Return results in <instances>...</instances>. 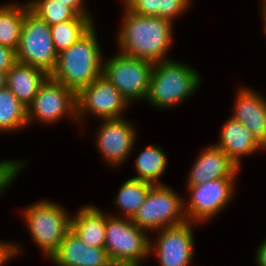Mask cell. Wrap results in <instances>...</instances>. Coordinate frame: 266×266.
Masks as SVG:
<instances>
[{
  "instance_id": "cell-22",
  "label": "cell",
  "mask_w": 266,
  "mask_h": 266,
  "mask_svg": "<svg viewBox=\"0 0 266 266\" xmlns=\"http://www.w3.org/2000/svg\"><path fill=\"white\" fill-rule=\"evenodd\" d=\"M28 1L0 5V45L17 51Z\"/></svg>"
},
{
  "instance_id": "cell-15",
  "label": "cell",
  "mask_w": 266,
  "mask_h": 266,
  "mask_svg": "<svg viewBox=\"0 0 266 266\" xmlns=\"http://www.w3.org/2000/svg\"><path fill=\"white\" fill-rule=\"evenodd\" d=\"M236 92L231 117L241 122L266 147L265 96L244 85L238 86Z\"/></svg>"
},
{
  "instance_id": "cell-19",
  "label": "cell",
  "mask_w": 266,
  "mask_h": 266,
  "mask_svg": "<svg viewBox=\"0 0 266 266\" xmlns=\"http://www.w3.org/2000/svg\"><path fill=\"white\" fill-rule=\"evenodd\" d=\"M48 76L42 69L16 62L7 71L6 86L28 107Z\"/></svg>"
},
{
  "instance_id": "cell-9",
  "label": "cell",
  "mask_w": 266,
  "mask_h": 266,
  "mask_svg": "<svg viewBox=\"0 0 266 266\" xmlns=\"http://www.w3.org/2000/svg\"><path fill=\"white\" fill-rule=\"evenodd\" d=\"M27 109L28 127L34 122L54 126L66 117L78 123L77 93L50 75L42 83Z\"/></svg>"
},
{
  "instance_id": "cell-10",
  "label": "cell",
  "mask_w": 266,
  "mask_h": 266,
  "mask_svg": "<svg viewBox=\"0 0 266 266\" xmlns=\"http://www.w3.org/2000/svg\"><path fill=\"white\" fill-rule=\"evenodd\" d=\"M236 181L237 179H217L197 186H185L189 194L184 199L187 221L199 225L216 218L231 203L236 193Z\"/></svg>"
},
{
  "instance_id": "cell-8",
  "label": "cell",
  "mask_w": 266,
  "mask_h": 266,
  "mask_svg": "<svg viewBox=\"0 0 266 266\" xmlns=\"http://www.w3.org/2000/svg\"><path fill=\"white\" fill-rule=\"evenodd\" d=\"M16 57L17 62L42 69L49 75L57 64L51 28L30 8L25 11Z\"/></svg>"
},
{
  "instance_id": "cell-24",
  "label": "cell",
  "mask_w": 266,
  "mask_h": 266,
  "mask_svg": "<svg viewBox=\"0 0 266 266\" xmlns=\"http://www.w3.org/2000/svg\"><path fill=\"white\" fill-rule=\"evenodd\" d=\"M27 127V106L7 86L0 89V132L11 133Z\"/></svg>"
},
{
  "instance_id": "cell-12",
  "label": "cell",
  "mask_w": 266,
  "mask_h": 266,
  "mask_svg": "<svg viewBox=\"0 0 266 266\" xmlns=\"http://www.w3.org/2000/svg\"><path fill=\"white\" fill-rule=\"evenodd\" d=\"M190 221L160 229L157 237L150 239V256H155L159 266H191L195 254L194 225Z\"/></svg>"
},
{
  "instance_id": "cell-20",
  "label": "cell",
  "mask_w": 266,
  "mask_h": 266,
  "mask_svg": "<svg viewBox=\"0 0 266 266\" xmlns=\"http://www.w3.org/2000/svg\"><path fill=\"white\" fill-rule=\"evenodd\" d=\"M162 148L156 144H149L140 151L134 163L136 176L131 178L152 185H162L161 176L165 174L168 166V159Z\"/></svg>"
},
{
  "instance_id": "cell-1",
  "label": "cell",
  "mask_w": 266,
  "mask_h": 266,
  "mask_svg": "<svg viewBox=\"0 0 266 266\" xmlns=\"http://www.w3.org/2000/svg\"><path fill=\"white\" fill-rule=\"evenodd\" d=\"M122 20L116 32L118 51L134 58L160 62L168 59L173 37V22L157 16L133 13L123 6Z\"/></svg>"
},
{
  "instance_id": "cell-14",
  "label": "cell",
  "mask_w": 266,
  "mask_h": 266,
  "mask_svg": "<svg viewBox=\"0 0 266 266\" xmlns=\"http://www.w3.org/2000/svg\"><path fill=\"white\" fill-rule=\"evenodd\" d=\"M189 170L186 186H197L217 179H238L237 175L241 172V169L214 143L203 148Z\"/></svg>"
},
{
  "instance_id": "cell-13",
  "label": "cell",
  "mask_w": 266,
  "mask_h": 266,
  "mask_svg": "<svg viewBox=\"0 0 266 266\" xmlns=\"http://www.w3.org/2000/svg\"><path fill=\"white\" fill-rule=\"evenodd\" d=\"M132 123L125 117L101 119L100 125L96 128V148L102 155V160L110 164V168H118L134 151L138 133L135 123Z\"/></svg>"
},
{
  "instance_id": "cell-7",
  "label": "cell",
  "mask_w": 266,
  "mask_h": 266,
  "mask_svg": "<svg viewBox=\"0 0 266 266\" xmlns=\"http://www.w3.org/2000/svg\"><path fill=\"white\" fill-rule=\"evenodd\" d=\"M153 66L152 61L129 57L118 51L106 61L103 59L102 75L132 105L143 100L146 102Z\"/></svg>"
},
{
  "instance_id": "cell-30",
  "label": "cell",
  "mask_w": 266,
  "mask_h": 266,
  "mask_svg": "<svg viewBox=\"0 0 266 266\" xmlns=\"http://www.w3.org/2000/svg\"><path fill=\"white\" fill-rule=\"evenodd\" d=\"M58 2L69 6L77 15L93 16L92 14H90L91 12L88 11V6H85V0H58Z\"/></svg>"
},
{
  "instance_id": "cell-21",
  "label": "cell",
  "mask_w": 266,
  "mask_h": 266,
  "mask_svg": "<svg viewBox=\"0 0 266 266\" xmlns=\"http://www.w3.org/2000/svg\"><path fill=\"white\" fill-rule=\"evenodd\" d=\"M122 5L133 13L157 16L174 23L188 12L193 0H122ZM191 4V5H190Z\"/></svg>"
},
{
  "instance_id": "cell-31",
  "label": "cell",
  "mask_w": 266,
  "mask_h": 266,
  "mask_svg": "<svg viewBox=\"0 0 266 266\" xmlns=\"http://www.w3.org/2000/svg\"><path fill=\"white\" fill-rule=\"evenodd\" d=\"M254 256L257 266H266V239L260 242Z\"/></svg>"
},
{
  "instance_id": "cell-6",
  "label": "cell",
  "mask_w": 266,
  "mask_h": 266,
  "mask_svg": "<svg viewBox=\"0 0 266 266\" xmlns=\"http://www.w3.org/2000/svg\"><path fill=\"white\" fill-rule=\"evenodd\" d=\"M187 221L184 198L172 187L153 185L132 222L147 233L177 226Z\"/></svg>"
},
{
  "instance_id": "cell-29",
  "label": "cell",
  "mask_w": 266,
  "mask_h": 266,
  "mask_svg": "<svg viewBox=\"0 0 266 266\" xmlns=\"http://www.w3.org/2000/svg\"><path fill=\"white\" fill-rule=\"evenodd\" d=\"M16 62V51L0 45V71L7 72Z\"/></svg>"
},
{
  "instance_id": "cell-28",
  "label": "cell",
  "mask_w": 266,
  "mask_h": 266,
  "mask_svg": "<svg viewBox=\"0 0 266 266\" xmlns=\"http://www.w3.org/2000/svg\"><path fill=\"white\" fill-rule=\"evenodd\" d=\"M23 252V247L18 242L0 240V266H5L13 257L15 258Z\"/></svg>"
},
{
  "instance_id": "cell-17",
  "label": "cell",
  "mask_w": 266,
  "mask_h": 266,
  "mask_svg": "<svg viewBox=\"0 0 266 266\" xmlns=\"http://www.w3.org/2000/svg\"><path fill=\"white\" fill-rule=\"evenodd\" d=\"M222 125L217 147L222 149L227 156L239 167L243 168L241 158L248 157L259 151H266V147L256 138L251 131L241 122L229 116Z\"/></svg>"
},
{
  "instance_id": "cell-25",
  "label": "cell",
  "mask_w": 266,
  "mask_h": 266,
  "mask_svg": "<svg viewBox=\"0 0 266 266\" xmlns=\"http://www.w3.org/2000/svg\"><path fill=\"white\" fill-rule=\"evenodd\" d=\"M94 16L77 15L74 19L50 26L56 52L68 49L95 24Z\"/></svg>"
},
{
  "instance_id": "cell-33",
  "label": "cell",
  "mask_w": 266,
  "mask_h": 266,
  "mask_svg": "<svg viewBox=\"0 0 266 266\" xmlns=\"http://www.w3.org/2000/svg\"><path fill=\"white\" fill-rule=\"evenodd\" d=\"M261 18H262V22H263V28H264V34L266 35V12H261Z\"/></svg>"
},
{
  "instance_id": "cell-2",
  "label": "cell",
  "mask_w": 266,
  "mask_h": 266,
  "mask_svg": "<svg viewBox=\"0 0 266 266\" xmlns=\"http://www.w3.org/2000/svg\"><path fill=\"white\" fill-rule=\"evenodd\" d=\"M95 27L58 54L56 67L50 74L76 93L102 75L104 56Z\"/></svg>"
},
{
  "instance_id": "cell-18",
  "label": "cell",
  "mask_w": 266,
  "mask_h": 266,
  "mask_svg": "<svg viewBox=\"0 0 266 266\" xmlns=\"http://www.w3.org/2000/svg\"><path fill=\"white\" fill-rule=\"evenodd\" d=\"M72 214L71 230L79 239L91 247L104 248L106 238V218L110 215L99 207L89 204L83 205Z\"/></svg>"
},
{
  "instance_id": "cell-32",
  "label": "cell",
  "mask_w": 266,
  "mask_h": 266,
  "mask_svg": "<svg viewBox=\"0 0 266 266\" xmlns=\"http://www.w3.org/2000/svg\"><path fill=\"white\" fill-rule=\"evenodd\" d=\"M7 72L0 71V89L6 87Z\"/></svg>"
},
{
  "instance_id": "cell-27",
  "label": "cell",
  "mask_w": 266,
  "mask_h": 266,
  "mask_svg": "<svg viewBox=\"0 0 266 266\" xmlns=\"http://www.w3.org/2000/svg\"><path fill=\"white\" fill-rule=\"evenodd\" d=\"M26 159H3L0 160V196L5 193L10 185L14 184L15 179L23 172L26 167ZM19 174V175H18Z\"/></svg>"
},
{
  "instance_id": "cell-26",
  "label": "cell",
  "mask_w": 266,
  "mask_h": 266,
  "mask_svg": "<svg viewBox=\"0 0 266 266\" xmlns=\"http://www.w3.org/2000/svg\"><path fill=\"white\" fill-rule=\"evenodd\" d=\"M29 8L49 26L74 19L77 14L58 0H28Z\"/></svg>"
},
{
  "instance_id": "cell-3",
  "label": "cell",
  "mask_w": 266,
  "mask_h": 266,
  "mask_svg": "<svg viewBox=\"0 0 266 266\" xmlns=\"http://www.w3.org/2000/svg\"><path fill=\"white\" fill-rule=\"evenodd\" d=\"M201 79L198 70L174 58L155 62L146 101L159 110L174 108L200 89Z\"/></svg>"
},
{
  "instance_id": "cell-23",
  "label": "cell",
  "mask_w": 266,
  "mask_h": 266,
  "mask_svg": "<svg viewBox=\"0 0 266 266\" xmlns=\"http://www.w3.org/2000/svg\"><path fill=\"white\" fill-rule=\"evenodd\" d=\"M152 186L153 185L150 183L133 178L126 179L120 186L113 202L116 209H118L123 215L116 213H110V215L132 219L144 203Z\"/></svg>"
},
{
  "instance_id": "cell-11",
  "label": "cell",
  "mask_w": 266,
  "mask_h": 266,
  "mask_svg": "<svg viewBox=\"0 0 266 266\" xmlns=\"http://www.w3.org/2000/svg\"><path fill=\"white\" fill-rule=\"evenodd\" d=\"M129 105L131 106L121 92L101 75L77 93L78 124H81L82 128L85 124L82 122H85L84 119L89 115L99 121L123 118Z\"/></svg>"
},
{
  "instance_id": "cell-34",
  "label": "cell",
  "mask_w": 266,
  "mask_h": 266,
  "mask_svg": "<svg viewBox=\"0 0 266 266\" xmlns=\"http://www.w3.org/2000/svg\"><path fill=\"white\" fill-rule=\"evenodd\" d=\"M260 12H266V0H261Z\"/></svg>"
},
{
  "instance_id": "cell-5",
  "label": "cell",
  "mask_w": 266,
  "mask_h": 266,
  "mask_svg": "<svg viewBox=\"0 0 266 266\" xmlns=\"http://www.w3.org/2000/svg\"><path fill=\"white\" fill-rule=\"evenodd\" d=\"M104 249L116 266H144L150 257L149 233L130 218L109 215L106 218Z\"/></svg>"
},
{
  "instance_id": "cell-16",
  "label": "cell",
  "mask_w": 266,
  "mask_h": 266,
  "mask_svg": "<svg viewBox=\"0 0 266 266\" xmlns=\"http://www.w3.org/2000/svg\"><path fill=\"white\" fill-rule=\"evenodd\" d=\"M49 261L55 266H114L104 248L87 246L72 230Z\"/></svg>"
},
{
  "instance_id": "cell-4",
  "label": "cell",
  "mask_w": 266,
  "mask_h": 266,
  "mask_svg": "<svg viewBox=\"0 0 266 266\" xmlns=\"http://www.w3.org/2000/svg\"><path fill=\"white\" fill-rule=\"evenodd\" d=\"M23 219L33 243L47 259L57 251L71 230L72 215L58 202L40 199L23 208Z\"/></svg>"
}]
</instances>
